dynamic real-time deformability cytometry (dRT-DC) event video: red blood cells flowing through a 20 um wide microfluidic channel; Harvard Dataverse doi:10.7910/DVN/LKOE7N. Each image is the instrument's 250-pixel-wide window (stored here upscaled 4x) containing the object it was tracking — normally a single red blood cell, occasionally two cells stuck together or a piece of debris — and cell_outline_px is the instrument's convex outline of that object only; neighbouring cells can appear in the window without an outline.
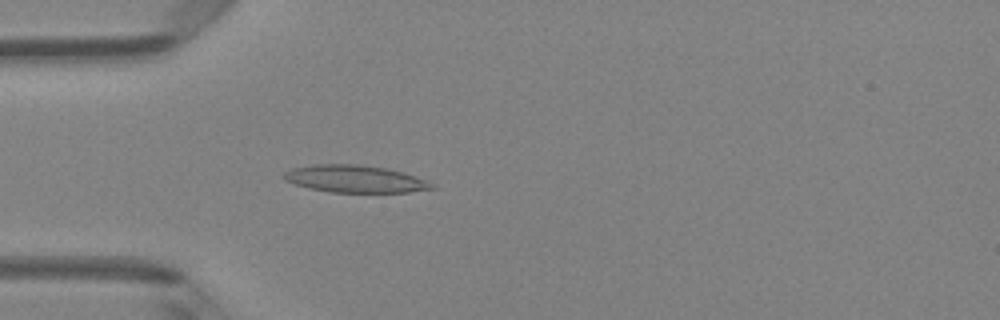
{"species": "Egyptian fruit bat (a non-hibernating species)", "species_latin": "Rousettus aegyptiacus", "temperature_condition": "room temperature", "stored_images_in_passage": 40, "camera_frame_rate_fps": 3000, "um_per_image_px": 0.085, "animal": {"sex": "female"}, "frame": {"image": 1, "passage_image": 5, "time_ms": 1.333, "image_size_px": [1000, 320], "cell_outline_px": [[436, 188], [408, 192], [328, 192], [308, 188], [284, 180], [284, 172], [292, 168], [316, 164], [360, 164], [388, 168], [404, 172], [436, 184]], "centroid_in_image_um": [30.2, 15.2], "position_along_channel_um": 54.8, "area_um2": 23.64}}
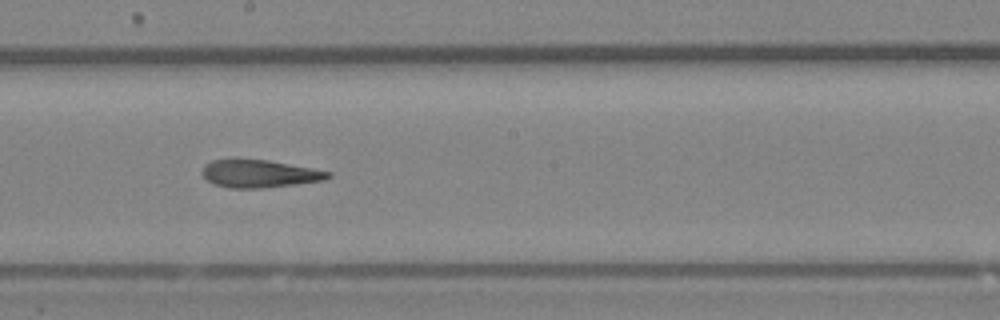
{"frame": {"image": 2, "passage_image": 18, "time_ms": 5.667, "image_size_px": [1000, 320], "cell_outline_px": [[332, 176], [324, 180], [264, 188], [228, 188], [212, 184], [204, 176], [204, 164], [212, 160], [268, 160], [312, 168], [332, 172]], "centroid_in_image_um": [22.07, 14.78], "position_along_channel_um": 226.1, "area_um2": 20.06}}
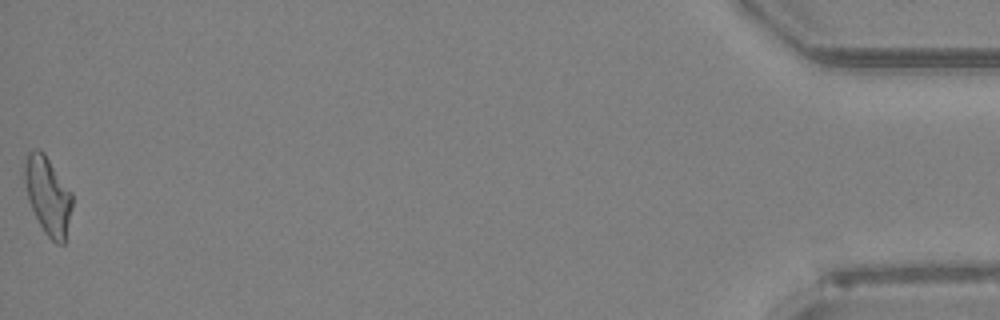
{"frame": {"image": 3, "passage_image": 40, "time_ms": 13.0, "image_size_px": [1000, 320], "cell_outline_px": [[72, 208], [64, 244], [56, 244], [44, 232], [28, 200], [24, 180], [24, 160], [28, 152], [36, 148], [40, 148], [44, 152], [72, 192]], "centroid_in_image_um": [4.06, 16.59], "position_along_channel_um": 431.1, "area_um2": 21.68}, "authors_computed_cell_mechanics": {"area_um2": 21.1259, "velocity_mm_per_s": 4.1151, "shape_relaxation_time_tau1_ms": null, "shape_relaxation_time_tau2_ms": 3.8013, "deformation_change_tau1": null, "deformation_change_tau2": 0.1524}}